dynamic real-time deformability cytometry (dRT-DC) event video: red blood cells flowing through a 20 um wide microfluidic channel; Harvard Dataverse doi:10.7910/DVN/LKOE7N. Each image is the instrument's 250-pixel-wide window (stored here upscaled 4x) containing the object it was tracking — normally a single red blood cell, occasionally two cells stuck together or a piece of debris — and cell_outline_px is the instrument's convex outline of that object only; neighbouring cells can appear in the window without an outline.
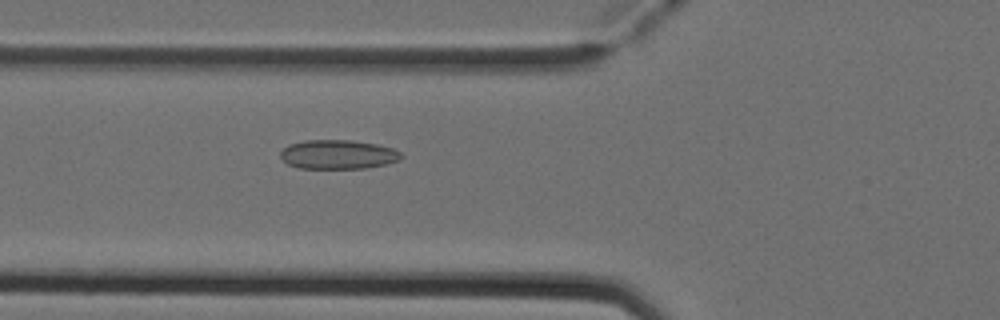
{"species": "Egyptian fruit bat (a non-hibernating species)", "species_latin": "Rousettus aegyptiacus", "temperature_condition": "cold", "stored_images_in_passage": 3, "camera_frame_rate_fps": 3000, "um_per_image_px": 0.085, "animal": {"sex": "female"}, "frame": {"image": 1, "passage_image": 3, "time_ms": 0.667, "image_size_px": [1000, 320], "cell_outline_px": [[404, 156], [400, 160], [388, 164], [364, 168], [296, 168], [288, 164], [280, 156], [280, 152], [288, 144], [304, 140], [352, 140], [376, 144], [392, 148], [400, 152]], "centroid_in_image_um": [28.74, 13.13], "position_along_channel_um": 97.1, "area_um2": 20.63}}